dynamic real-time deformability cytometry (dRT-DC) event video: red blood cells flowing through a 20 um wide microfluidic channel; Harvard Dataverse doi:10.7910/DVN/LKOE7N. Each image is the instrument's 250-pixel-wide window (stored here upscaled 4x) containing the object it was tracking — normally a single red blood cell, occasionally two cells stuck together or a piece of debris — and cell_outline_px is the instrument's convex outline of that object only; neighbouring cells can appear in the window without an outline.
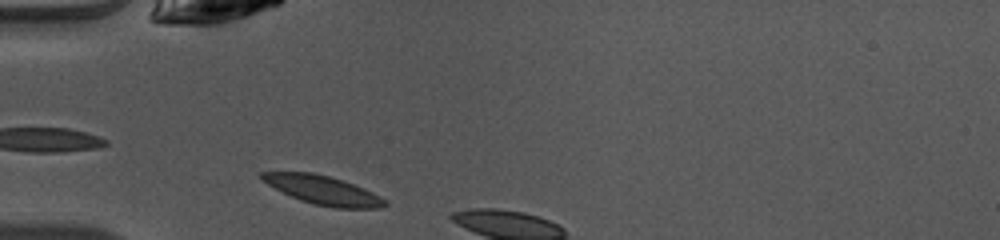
{"species": "common noctule bat (a hibernating species)", "species_latin": "Nyctalus noctula", "temperature_condition": "warm", "stored_images_in_passage": 3, "camera_frame_rate_fps": 3000, "um_per_image_px": 0.085, "animal": {"sex": "female", "body_mass_g": 10.0, "forearm_length_mm": 53.1}, "frame": {"image": 1, "passage_image": 1, "time_ms": 0.0, "image_size_px": [1000, 240], "cell_outline_px": [[388, 204], [384, 208], [336, 208], [312, 204], [300, 200], [260, 180], [260, 172], [312, 172], [328, 176], [364, 188], [388, 200]], "centroid_in_image_um": [27.49, 16.17], "position_along_channel_um": 57.5, "area_um2": 20.52}}